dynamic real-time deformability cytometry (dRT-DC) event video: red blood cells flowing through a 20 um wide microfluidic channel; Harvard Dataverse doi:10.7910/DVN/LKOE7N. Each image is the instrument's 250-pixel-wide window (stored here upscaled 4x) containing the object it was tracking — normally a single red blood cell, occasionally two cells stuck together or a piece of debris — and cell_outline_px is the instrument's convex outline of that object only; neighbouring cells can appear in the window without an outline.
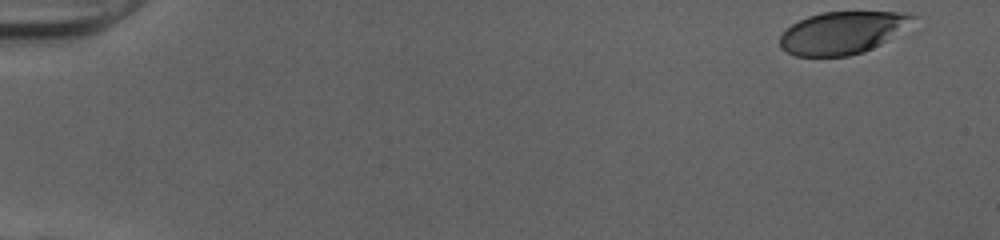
{"species": "human", "species_latin": "Homo sapiens", "temperature_condition": "cold", "stored_images_in_passage": 50, "camera_frame_rate_fps": 3000, "um_per_image_px": 0.085, "donor": {"sex": "female"}, "frame": {"image": 1, "passage_image": 1, "time_ms": 0.0, "image_size_px": [1000, 240], "cell_outline_px": [[920, 16], [880, 44], [864, 52], [848, 56], [796, 56], [780, 48], [780, 36], [792, 24], [808, 16], [820, 12], [904, 12]], "centroid_in_image_um": [71.58, 2.78], "position_along_channel_um": 13.4, "area_um2": 32.48}}
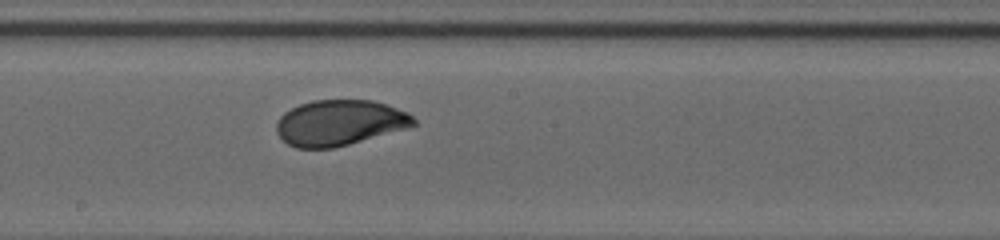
{"frame": {"image": 2, "passage_image": 28, "time_ms": 9.0, "image_size_px": [1000, 240], "cell_outline_px": [[416, 124], [408, 128], [348, 144], [332, 148], [296, 148], [288, 144], [276, 132], [276, 124], [280, 116], [284, 112], [300, 104], [312, 100], [372, 100], [408, 112], [416, 120]], "centroid_in_image_um": [28.85, 10.43], "position_along_channel_um": 219.3, "area_um2": 36.3}}
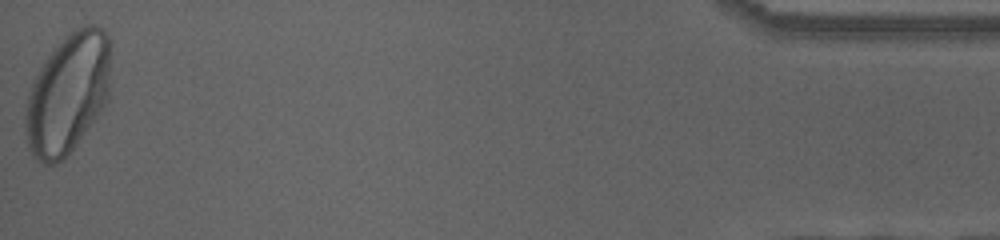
{"frame": {"image": 3, "passage_image": 50, "time_ms": 16.333, "image_size_px": [1000, 240], "cell_outline_px": [[108, 100], [100, 112], [64, 160], [56, 164], [44, 164], [36, 160], [32, 156], [28, 148], [24, 132], [24, 116], [28, 96], [32, 80], [44, 60], [72, 32], [88, 24], [96, 24], [104, 28], [108, 36]], "centroid_in_image_um": [5.71, 8.03], "position_along_channel_um": 429.5, "area_um2": 59.42}, "authors_computed_cell_mechanics": {"area_um2": 37.3099, "velocity_mm_per_s": 4.0009, "shape_relaxation_time_tau1_ms": 3.3943, "shape_relaxation_time_tau2_ms": null, "deformation_change_tau1": 0.1538, "deformation_change_tau2": null}}